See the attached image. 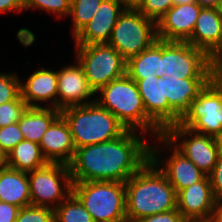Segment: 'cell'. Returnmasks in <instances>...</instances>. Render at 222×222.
<instances>
[{
	"instance_id": "6da1fadb",
	"label": "cell",
	"mask_w": 222,
	"mask_h": 222,
	"mask_svg": "<svg viewBox=\"0 0 222 222\" xmlns=\"http://www.w3.org/2000/svg\"><path fill=\"white\" fill-rule=\"evenodd\" d=\"M126 130L120 137L75 149L69 164L73 182L125 183L150 160V143Z\"/></svg>"
},
{
	"instance_id": "7a4b0ae2",
	"label": "cell",
	"mask_w": 222,
	"mask_h": 222,
	"mask_svg": "<svg viewBox=\"0 0 222 222\" xmlns=\"http://www.w3.org/2000/svg\"><path fill=\"white\" fill-rule=\"evenodd\" d=\"M127 222L177 209V193L150 159L125 182Z\"/></svg>"
},
{
	"instance_id": "3957f363",
	"label": "cell",
	"mask_w": 222,
	"mask_h": 222,
	"mask_svg": "<svg viewBox=\"0 0 222 222\" xmlns=\"http://www.w3.org/2000/svg\"><path fill=\"white\" fill-rule=\"evenodd\" d=\"M99 93L96 102L128 130H140L142 134L150 132L156 137L163 135V131L147 116L137 84L127 74L102 87Z\"/></svg>"
},
{
	"instance_id": "277c9868",
	"label": "cell",
	"mask_w": 222,
	"mask_h": 222,
	"mask_svg": "<svg viewBox=\"0 0 222 222\" xmlns=\"http://www.w3.org/2000/svg\"><path fill=\"white\" fill-rule=\"evenodd\" d=\"M73 137L75 149L120 137L127 128L96 101L60 110Z\"/></svg>"
},
{
	"instance_id": "5b68a950",
	"label": "cell",
	"mask_w": 222,
	"mask_h": 222,
	"mask_svg": "<svg viewBox=\"0 0 222 222\" xmlns=\"http://www.w3.org/2000/svg\"><path fill=\"white\" fill-rule=\"evenodd\" d=\"M72 194L81 202L94 222H127L125 183L73 182Z\"/></svg>"
},
{
	"instance_id": "8992f818",
	"label": "cell",
	"mask_w": 222,
	"mask_h": 222,
	"mask_svg": "<svg viewBox=\"0 0 222 222\" xmlns=\"http://www.w3.org/2000/svg\"><path fill=\"white\" fill-rule=\"evenodd\" d=\"M156 40V22L146 18L137 8H125L118 17L108 44L128 61Z\"/></svg>"
},
{
	"instance_id": "52a82bcc",
	"label": "cell",
	"mask_w": 222,
	"mask_h": 222,
	"mask_svg": "<svg viewBox=\"0 0 222 222\" xmlns=\"http://www.w3.org/2000/svg\"><path fill=\"white\" fill-rule=\"evenodd\" d=\"M75 46L76 60L96 94L111 81L126 75L127 61L109 44Z\"/></svg>"
},
{
	"instance_id": "ba28073f",
	"label": "cell",
	"mask_w": 222,
	"mask_h": 222,
	"mask_svg": "<svg viewBox=\"0 0 222 222\" xmlns=\"http://www.w3.org/2000/svg\"><path fill=\"white\" fill-rule=\"evenodd\" d=\"M212 78L211 58L188 42L161 40V77Z\"/></svg>"
},
{
	"instance_id": "9c48e42d",
	"label": "cell",
	"mask_w": 222,
	"mask_h": 222,
	"mask_svg": "<svg viewBox=\"0 0 222 222\" xmlns=\"http://www.w3.org/2000/svg\"><path fill=\"white\" fill-rule=\"evenodd\" d=\"M28 178L31 205L54 210L72 194L73 181L69 165L48 162L45 166L28 172Z\"/></svg>"
},
{
	"instance_id": "30bf717a",
	"label": "cell",
	"mask_w": 222,
	"mask_h": 222,
	"mask_svg": "<svg viewBox=\"0 0 222 222\" xmlns=\"http://www.w3.org/2000/svg\"><path fill=\"white\" fill-rule=\"evenodd\" d=\"M179 124L216 138L222 130V84L211 80L191 102Z\"/></svg>"
},
{
	"instance_id": "8fae6325",
	"label": "cell",
	"mask_w": 222,
	"mask_h": 222,
	"mask_svg": "<svg viewBox=\"0 0 222 222\" xmlns=\"http://www.w3.org/2000/svg\"><path fill=\"white\" fill-rule=\"evenodd\" d=\"M163 136L204 174H211L220 151L215 137L194 132L179 123L168 127Z\"/></svg>"
},
{
	"instance_id": "7c38bea8",
	"label": "cell",
	"mask_w": 222,
	"mask_h": 222,
	"mask_svg": "<svg viewBox=\"0 0 222 222\" xmlns=\"http://www.w3.org/2000/svg\"><path fill=\"white\" fill-rule=\"evenodd\" d=\"M155 138H157L155 140L159 144H162L163 142V144L166 145L164 146L166 151L167 149L170 151V149L172 150L173 148V153H171L170 157L166 158V160H162V156L158 151L160 149H158L156 145H154L155 147L150 145V159L165 174L169 183L174 187L176 193L196 182L202 181L207 176L191 160L173 147V145L163 135Z\"/></svg>"
},
{
	"instance_id": "4fadbf2b",
	"label": "cell",
	"mask_w": 222,
	"mask_h": 222,
	"mask_svg": "<svg viewBox=\"0 0 222 222\" xmlns=\"http://www.w3.org/2000/svg\"><path fill=\"white\" fill-rule=\"evenodd\" d=\"M142 97L147 116L164 132L180 122L181 116L164 98L163 77L134 80Z\"/></svg>"
},
{
	"instance_id": "5bb4252c",
	"label": "cell",
	"mask_w": 222,
	"mask_h": 222,
	"mask_svg": "<svg viewBox=\"0 0 222 222\" xmlns=\"http://www.w3.org/2000/svg\"><path fill=\"white\" fill-rule=\"evenodd\" d=\"M216 202L209 176L177 193V210L187 221L210 222Z\"/></svg>"
},
{
	"instance_id": "9a60e30c",
	"label": "cell",
	"mask_w": 222,
	"mask_h": 222,
	"mask_svg": "<svg viewBox=\"0 0 222 222\" xmlns=\"http://www.w3.org/2000/svg\"><path fill=\"white\" fill-rule=\"evenodd\" d=\"M125 8L121 0H102L90 22L73 38L75 45L108 44Z\"/></svg>"
},
{
	"instance_id": "2e32d148",
	"label": "cell",
	"mask_w": 222,
	"mask_h": 222,
	"mask_svg": "<svg viewBox=\"0 0 222 222\" xmlns=\"http://www.w3.org/2000/svg\"><path fill=\"white\" fill-rule=\"evenodd\" d=\"M201 8L198 3L173 5L156 23L158 39L186 42L193 33Z\"/></svg>"
},
{
	"instance_id": "e0dca14e",
	"label": "cell",
	"mask_w": 222,
	"mask_h": 222,
	"mask_svg": "<svg viewBox=\"0 0 222 222\" xmlns=\"http://www.w3.org/2000/svg\"><path fill=\"white\" fill-rule=\"evenodd\" d=\"M57 78L59 110L96 101V99H91V96L94 97L96 93L87 82L85 73L77 60L76 64L68 65L57 71Z\"/></svg>"
},
{
	"instance_id": "ac0fdd59",
	"label": "cell",
	"mask_w": 222,
	"mask_h": 222,
	"mask_svg": "<svg viewBox=\"0 0 222 222\" xmlns=\"http://www.w3.org/2000/svg\"><path fill=\"white\" fill-rule=\"evenodd\" d=\"M39 145L44 158L49 163L69 165L74 158L73 137L67 122L61 115L44 133Z\"/></svg>"
},
{
	"instance_id": "d6986e66",
	"label": "cell",
	"mask_w": 222,
	"mask_h": 222,
	"mask_svg": "<svg viewBox=\"0 0 222 222\" xmlns=\"http://www.w3.org/2000/svg\"><path fill=\"white\" fill-rule=\"evenodd\" d=\"M21 98L28 107H43L49 103L50 108L58 109L57 71L40 68L34 71L23 84H20ZM41 103V104H38Z\"/></svg>"
},
{
	"instance_id": "ffe728a7",
	"label": "cell",
	"mask_w": 222,
	"mask_h": 222,
	"mask_svg": "<svg viewBox=\"0 0 222 222\" xmlns=\"http://www.w3.org/2000/svg\"><path fill=\"white\" fill-rule=\"evenodd\" d=\"M210 58L222 47V19L217 8L202 7L191 37L186 41Z\"/></svg>"
},
{
	"instance_id": "44dd1931",
	"label": "cell",
	"mask_w": 222,
	"mask_h": 222,
	"mask_svg": "<svg viewBox=\"0 0 222 222\" xmlns=\"http://www.w3.org/2000/svg\"><path fill=\"white\" fill-rule=\"evenodd\" d=\"M212 78L177 79L163 77L164 98L168 104L182 117Z\"/></svg>"
},
{
	"instance_id": "7402d4cb",
	"label": "cell",
	"mask_w": 222,
	"mask_h": 222,
	"mask_svg": "<svg viewBox=\"0 0 222 222\" xmlns=\"http://www.w3.org/2000/svg\"><path fill=\"white\" fill-rule=\"evenodd\" d=\"M0 202L13 204L20 208L31 205L27 172L10 167L0 169Z\"/></svg>"
},
{
	"instance_id": "603a6c76",
	"label": "cell",
	"mask_w": 222,
	"mask_h": 222,
	"mask_svg": "<svg viewBox=\"0 0 222 222\" xmlns=\"http://www.w3.org/2000/svg\"><path fill=\"white\" fill-rule=\"evenodd\" d=\"M60 116V110L48 107H28L18 121L24 140L40 143L50 125Z\"/></svg>"
},
{
	"instance_id": "cb8c5ba5",
	"label": "cell",
	"mask_w": 222,
	"mask_h": 222,
	"mask_svg": "<svg viewBox=\"0 0 222 222\" xmlns=\"http://www.w3.org/2000/svg\"><path fill=\"white\" fill-rule=\"evenodd\" d=\"M126 74L133 80L161 77V40H156L139 55L130 58L127 61Z\"/></svg>"
},
{
	"instance_id": "d4e9b609",
	"label": "cell",
	"mask_w": 222,
	"mask_h": 222,
	"mask_svg": "<svg viewBox=\"0 0 222 222\" xmlns=\"http://www.w3.org/2000/svg\"><path fill=\"white\" fill-rule=\"evenodd\" d=\"M8 167L22 172H31L45 166L44 158L38 143L22 140L8 154Z\"/></svg>"
},
{
	"instance_id": "484cf974",
	"label": "cell",
	"mask_w": 222,
	"mask_h": 222,
	"mask_svg": "<svg viewBox=\"0 0 222 222\" xmlns=\"http://www.w3.org/2000/svg\"><path fill=\"white\" fill-rule=\"evenodd\" d=\"M55 222H94L81 202L71 194L54 209Z\"/></svg>"
},
{
	"instance_id": "4316f807",
	"label": "cell",
	"mask_w": 222,
	"mask_h": 222,
	"mask_svg": "<svg viewBox=\"0 0 222 222\" xmlns=\"http://www.w3.org/2000/svg\"><path fill=\"white\" fill-rule=\"evenodd\" d=\"M102 0H71L70 14L73 20V38L90 22Z\"/></svg>"
},
{
	"instance_id": "83f0119b",
	"label": "cell",
	"mask_w": 222,
	"mask_h": 222,
	"mask_svg": "<svg viewBox=\"0 0 222 222\" xmlns=\"http://www.w3.org/2000/svg\"><path fill=\"white\" fill-rule=\"evenodd\" d=\"M71 0H23V9H39L62 18L70 14Z\"/></svg>"
},
{
	"instance_id": "f1b7e54d",
	"label": "cell",
	"mask_w": 222,
	"mask_h": 222,
	"mask_svg": "<svg viewBox=\"0 0 222 222\" xmlns=\"http://www.w3.org/2000/svg\"><path fill=\"white\" fill-rule=\"evenodd\" d=\"M28 108L21 95L14 101L0 105V128L13 123H18L23 113Z\"/></svg>"
},
{
	"instance_id": "f546056e",
	"label": "cell",
	"mask_w": 222,
	"mask_h": 222,
	"mask_svg": "<svg viewBox=\"0 0 222 222\" xmlns=\"http://www.w3.org/2000/svg\"><path fill=\"white\" fill-rule=\"evenodd\" d=\"M20 84L16 73H0V105L14 101L21 95Z\"/></svg>"
},
{
	"instance_id": "4dcf8cb0",
	"label": "cell",
	"mask_w": 222,
	"mask_h": 222,
	"mask_svg": "<svg viewBox=\"0 0 222 222\" xmlns=\"http://www.w3.org/2000/svg\"><path fill=\"white\" fill-rule=\"evenodd\" d=\"M15 222H55L54 210L34 205L22 207Z\"/></svg>"
},
{
	"instance_id": "1f68e13d",
	"label": "cell",
	"mask_w": 222,
	"mask_h": 222,
	"mask_svg": "<svg viewBox=\"0 0 222 222\" xmlns=\"http://www.w3.org/2000/svg\"><path fill=\"white\" fill-rule=\"evenodd\" d=\"M173 6V0H142L137 9L156 23Z\"/></svg>"
},
{
	"instance_id": "d6a6232c",
	"label": "cell",
	"mask_w": 222,
	"mask_h": 222,
	"mask_svg": "<svg viewBox=\"0 0 222 222\" xmlns=\"http://www.w3.org/2000/svg\"><path fill=\"white\" fill-rule=\"evenodd\" d=\"M22 140H24V137L18 123L0 128V147L7 154Z\"/></svg>"
},
{
	"instance_id": "836d02e7",
	"label": "cell",
	"mask_w": 222,
	"mask_h": 222,
	"mask_svg": "<svg viewBox=\"0 0 222 222\" xmlns=\"http://www.w3.org/2000/svg\"><path fill=\"white\" fill-rule=\"evenodd\" d=\"M212 192L217 200L222 199V151H219L217 162L209 175Z\"/></svg>"
},
{
	"instance_id": "e575fe53",
	"label": "cell",
	"mask_w": 222,
	"mask_h": 222,
	"mask_svg": "<svg viewBox=\"0 0 222 222\" xmlns=\"http://www.w3.org/2000/svg\"><path fill=\"white\" fill-rule=\"evenodd\" d=\"M187 220L177 210L159 213L152 216L136 219L132 222H186Z\"/></svg>"
},
{
	"instance_id": "d590c367",
	"label": "cell",
	"mask_w": 222,
	"mask_h": 222,
	"mask_svg": "<svg viewBox=\"0 0 222 222\" xmlns=\"http://www.w3.org/2000/svg\"><path fill=\"white\" fill-rule=\"evenodd\" d=\"M19 210L16 205L0 202V222H15Z\"/></svg>"
},
{
	"instance_id": "8d00e7d4",
	"label": "cell",
	"mask_w": 222,
	"mask_h": 222,
	"mask_svg": "<svg viewBox=\"0 0 222 222\" xmlns=\"http://www.w3.org/2000/svg\"><path fill=\"white\" fill-rule=\"evenodd\" d=\"M212 80L222 84V47L211 57Z\"/></svg>"
},
{
	"instance_id": "74e56055",
	"label": "cell",
	"mask_w": 222,
	"mask_h": 222,
	"mask_svg": "<svg viewBox=\"0 0 222 222\" xmlns=\"http://www.w3.org/2000/svg\"><path fill=\"white\" fill-rule=\"evenodd\" d=\"M23 0H0V14L23 11Z\"/></svg>"
},
{
	"instance_id": "f35d334b",
	"label": "cell",
	"mask_w": 222,
	"mask_h": 222,
	"mask_svg": "<svg viewBox=\"0 0 222 222\" xmlns=\"http://www.w3.org/2000/svg\"><path fill=\"white\" fill-rule=\"evenodd\" d=\"M210 222H222V200H217Z\"/></svg>"
},
{
	"instance_id": "ab89813d",
	"label": "cell",
	"mask_w": 222,
	"mask_h": 222,
	"mask_svg": "<svg viewBox=\"0 0 222 222\" xmlns=\"http://www.w3.org/2000/svg\"><path fill=\"white\" fill-rule=\"evenodd\" d=\"M221 0H197L201 7L217 8Z\"/></svg>"
},
{
	"instance_id": "60d3db41",
	"label": "cell",
	"mask_w": 222,
	"mask_h": 222,
	"mask_svg": "<svg viewBox=\"0 0 222 222\" xmlns=\"http://www.w3.org/2000/svg\"><path fill=\"white\" fill-rule=\"evenodd\" d=\"M8 167L7 153L0 147V169Z\"/></svg>"
},
{
	"instance_id": "b9f144b4",
	"label": "cell",
	"mask_w": 222,
	"mask_h": 222,
	"mask_svg": "<svg viewBox=\"0 0 222 222\" xmlns=\"http://www.w3.org/2000/svg\"><path fill=\"white\" fill-rule=\"evenodd\" d=\"M126 8H137L142 0H121Z\"/></svg>"
},
{
	"instance_id": "7bdbcfd3",
	"label": "cell",
	"mask_w": 222,
	"mask_h": 222,
	"mask_svg": "<svg viewBox=\"0 0 222 222\" xmlns=\"http://www.w3.org/2000/svg\"><path fill=\"white\" fill-rule=\"evenodd\" d=\"M197 3V0H173V5Z\"/></svg>"
},
{
	"instance_id": "ee69618b",
	"label": "cell",
	"mask_w": 222,
	"mask_h": 222,
	"mask_svg": "<svg viewBox=\"0 0 222 222\" xmlns=\"http://www.w3.org/2000/svg\"><path fill=\"white\" fill-rule=\"evenodd\" d=\"M216 139H217L219 150L222 151V130L220 134L216 137Z\"/></svg>"
},
{
	"instance_id": "f6af8a7d",
	"label": "cell",
	"mask_w": 222,
	"mask_h": 222,
	"mask_svg": "<svg viewBox=\"0 0 222 222\" xmlns=\"http://www.w3.org/2000/svg\"><path fill=\"white\" fill-rule=\"evenodd\" d=\"M217 10H218V13L222 19V0L220 1V3L217 6Z\"/></svg>"
}]
</instances>
